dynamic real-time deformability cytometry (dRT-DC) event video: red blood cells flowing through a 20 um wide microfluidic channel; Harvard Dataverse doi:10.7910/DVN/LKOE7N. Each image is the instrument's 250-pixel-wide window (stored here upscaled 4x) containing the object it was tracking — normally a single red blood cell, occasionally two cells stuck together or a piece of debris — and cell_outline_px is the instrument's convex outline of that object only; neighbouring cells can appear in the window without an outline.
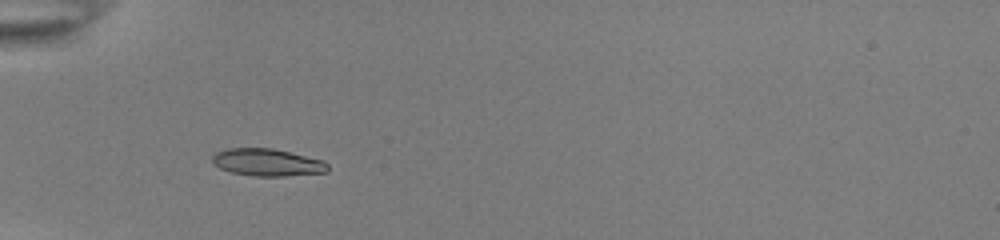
{"species": "common noctule bat (a hibernating species)", "species_latin": "Nyctalus noctula", "temperature_condition": "room temperature", "stored_images_in_passage": 36, "camera_frame_rate_fps": 3000, "um_per_image_px": 0.085, "animal": {"sex": "female", "body_mass_g": 22.0, "forearm_length_mm": 56.7}, "frame": {"image": 1, "passage_image": 1, "time_ms": 0.0, "image_size_px": [1000, 240], "cell_outline_px": [[328, 172], [284, 176], [252, 176], [232, 172], [220, 168], [212, 164], [212, 156], [216, 152], [228, 148], [272, 148], [324, 160], [328, 164]], "centroid_in_image_um": [22.72, 13.8], "position_along_channel_um": 62.3, "area_um2": 18.44}}
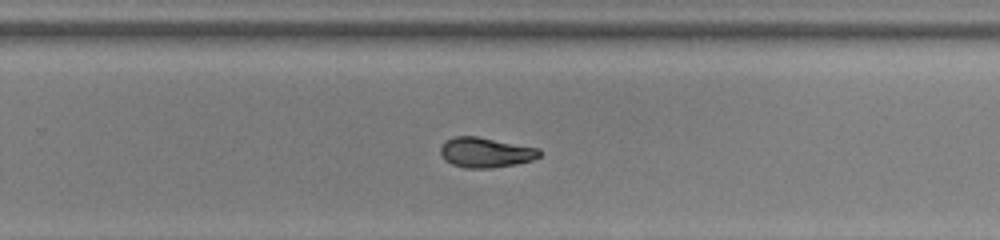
{"frame": {"image": 2, "passage_image": 19, "time_ms": 6.0, "image_size_px": [1000, 240], "cell_outline_px": [[540, 156], [532, 160], [516, 164], [492, 168], [464, 168], [452, 164], [444, 160], [440, 152], [440, 144], [444, 140], [452, 136], [476, 136], [540, 148]], "centroid_in_image_um": [41.23, 12.95], "position_along_channel_um": 288.6, "area_um2": 17.57}}
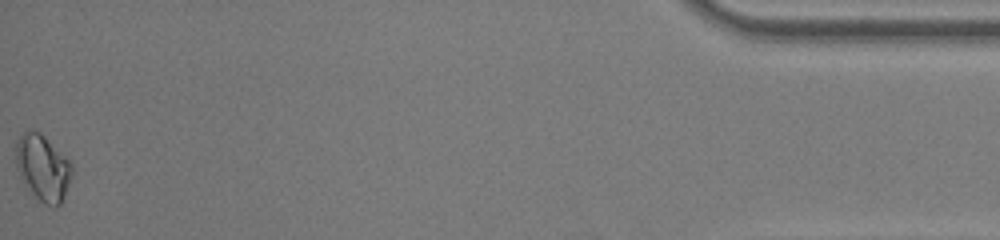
{"frame": {"image": 3, "passage_image": 36, "time_ms": 11.667, "image_size_px": [1000, 240], "cell_outline_px": [[72, 172], [64, 196], [60, 204], [56, 208], [52, 208], [44, 204], [32, 192], [16, 168], [16, 144], [20, 136], [28, 128], [32, 128], [40, 132], [72, 164]], "centroid_in_image_um": [3.64, 14.24], "position_along_channel_um": 431.6, "area_um2": 21.15}, "authors_computed_cell_mechanics": {"area_um2": 17.8891, "velocity_mm_per_s": 3.8967, "shape_relaxation_time_tau1_ms": 9.2691, "shape_relaxation_time_tau2_ms": 2.5355, "deformation_change_tau1": 0.2102, "deformation_change_tau2": 0.0536}}